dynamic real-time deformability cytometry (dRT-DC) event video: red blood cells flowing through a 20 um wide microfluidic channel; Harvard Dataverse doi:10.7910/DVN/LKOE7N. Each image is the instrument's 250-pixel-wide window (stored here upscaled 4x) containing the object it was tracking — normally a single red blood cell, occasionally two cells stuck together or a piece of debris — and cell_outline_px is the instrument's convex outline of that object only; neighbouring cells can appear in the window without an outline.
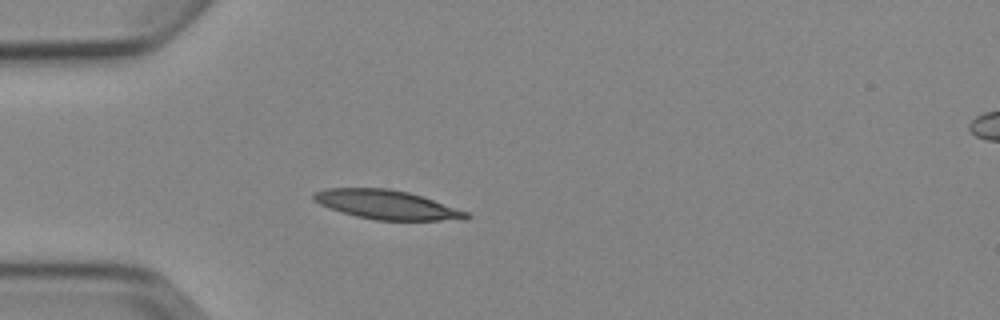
{"species": "Egyptian fruit bat (a non-hibernating species)", "species_latin": "Rousettus aegyptiacus", "temperature_condition": "cold", "stored_images_in_passage": 3, "camera_frame_rate_fps": 3000, "um_per_image_px": 0.085, "animal": {"sex": "female"}, "frame": {"image": 1, "passage_image": 3, "time_ms": 3.333, "image_size_px": [1000, 320], "cell_outline_px": [[472, 216], [464, 220], [376, 220], [356, 216], [340, 212], [328, 208], [312, 200], [312, 192], [328, 188], [388, 188], [408, 192], [468, 212]], "centroid_in_image_um": [32.82, 17.4], "position_along_channel_um": 52.2, "area_um2": 25.84}}